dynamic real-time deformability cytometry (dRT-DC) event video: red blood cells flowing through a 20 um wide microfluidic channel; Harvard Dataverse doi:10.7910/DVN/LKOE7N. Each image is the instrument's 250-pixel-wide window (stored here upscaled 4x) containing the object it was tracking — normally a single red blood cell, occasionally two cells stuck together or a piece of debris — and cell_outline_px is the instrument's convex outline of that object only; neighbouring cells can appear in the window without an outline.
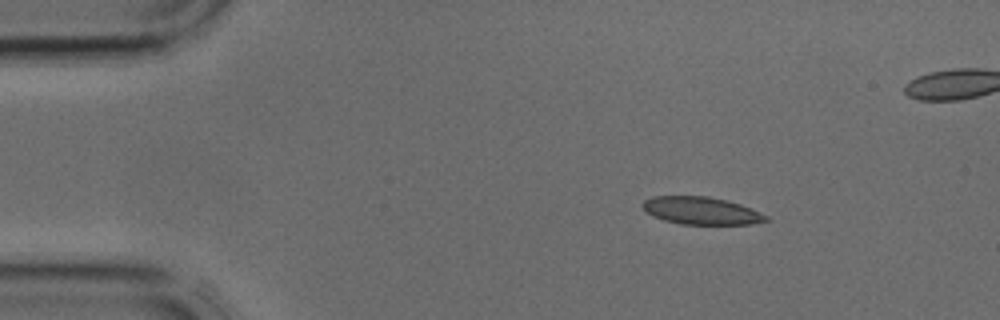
{"species": "common noctule bat (a hibernating species)", "species_latin": "Nyctalus noctula", "temperature_condition": "cold", "stored_images_in_passage": 3, "camera_frame_rate_fps": 3000, "um_per_image_px": 0.085, "animal": {"sex": "male", "body_mass_g": 17.9, "forearm_length_mm": 54.2}, "frame": {"image": 1, "passage_image": 1, "time_ms": 0.0, "image_size_px": [1000, 320], "cell_outline_px": [[772, 220], [752, 224], [680, 224], [664, 220], [652, 216], [644, 212], [640, 204], [644, 200], [652, 196], [708, 196], [728, 200], [740, 204], [768, 216]], "centroid_in_image_um": [59.57, 17.91], "position_along_channel_um": 25.4, "area_um2": 20.06}}